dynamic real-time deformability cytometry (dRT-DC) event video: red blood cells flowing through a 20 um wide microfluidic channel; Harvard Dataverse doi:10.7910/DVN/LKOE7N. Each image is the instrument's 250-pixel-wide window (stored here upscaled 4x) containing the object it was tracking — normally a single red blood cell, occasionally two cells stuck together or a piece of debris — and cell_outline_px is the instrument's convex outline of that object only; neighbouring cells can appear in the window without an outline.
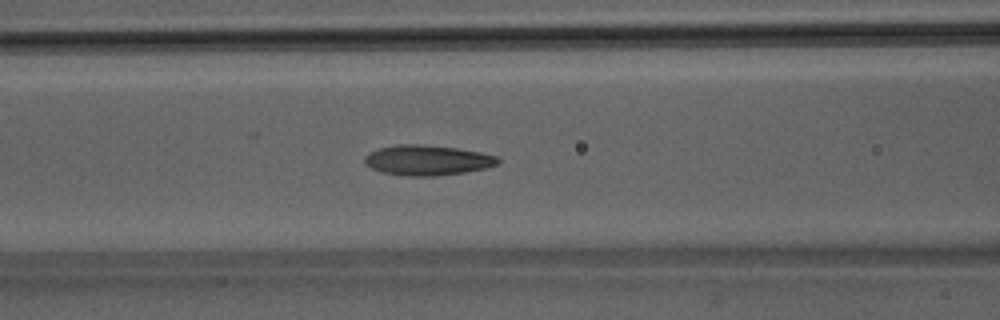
{"species": "Egyptian fruit bat (a non-hibernating species)", "species_latin": "Rousettus aegyptiacus", "temperature_condition": "room temperature", "stored_images_in_passage": 37, "camera_frame_rate_fps": 3000, "um_per_image_px": 0.085, "animal": {"sex": "male"}, "frame": {"image": 1, "passage_image": 7, "time_ms": 2.0, "image_size_px": [1000, 320], "cell_outline_px": [[500, 164], [488, 168], [464, 172], [432, 176], [408, 176], [380, 172], [364, 164], [364, 156], [380, 148], [396, 144], [416, 144], [456, 148], [480, 152], [496, 156], [500, 160]], "centroid_in_image_um": [36.33, 13.62], "position_along_channel_um": 130.3, "area_um2": 23.41}}
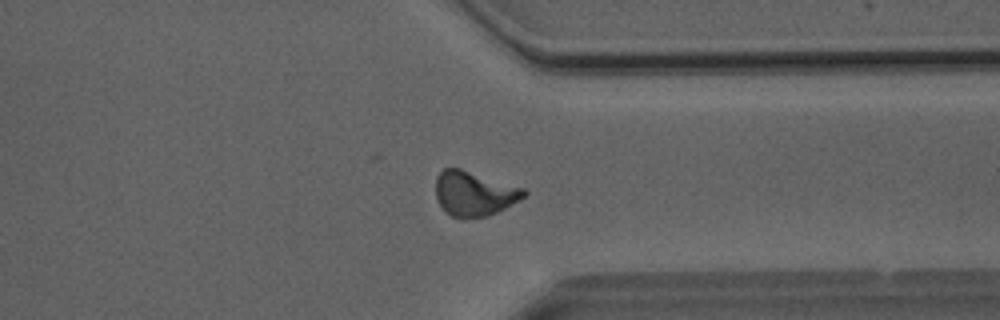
{"frame": {"image": 2, "passage_image": 25, "time_ms": 8.0, "image_size_px": [1000, 320], "cell_outline_px": [[528, 192], [520, 200], [488, 216], [464, 220], [460, 220], [444, 212], [436, 200], [436, 176], [444, 168], [460, 168], [524, 188]], "centroid_in_image_um": [40.27, 16.48], "position_along_channel_um": 371.1, "area_um2": 23.29}}
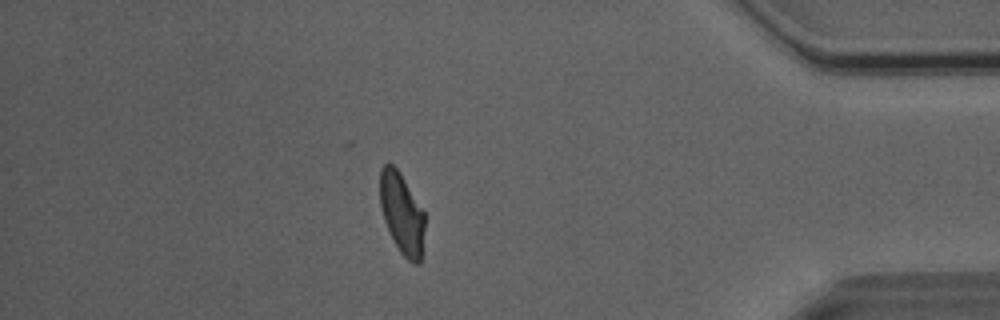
{"frame": {"image": 3, "passage_image": 30, "time_ms": 9.667, "image_size_px": [1000, 320], "cell_outline_px": [[424, 228], [420, 264], [412, 264], [400, 252], [384, 220], [380, 208], [380, 168], [384, 164], [392, 164], [400, 172], [424, 212]], "centroid_in_image_um": [34.15, 18.13], "position_along_channel_um": 401.1, "area_um2": 20.92}, "authors_computed_cell_mechanics": {"area_um2": 22.4842, "velocity_mm_per_s": 4.0435, "shape_relaxation_time_tau1_ms": 5.8249, "shape_relaxation_time_tau2_ms": 2.0218, "deformation_change_tau1": 0.1899, "deformation_change_tau2": 0.0908}}